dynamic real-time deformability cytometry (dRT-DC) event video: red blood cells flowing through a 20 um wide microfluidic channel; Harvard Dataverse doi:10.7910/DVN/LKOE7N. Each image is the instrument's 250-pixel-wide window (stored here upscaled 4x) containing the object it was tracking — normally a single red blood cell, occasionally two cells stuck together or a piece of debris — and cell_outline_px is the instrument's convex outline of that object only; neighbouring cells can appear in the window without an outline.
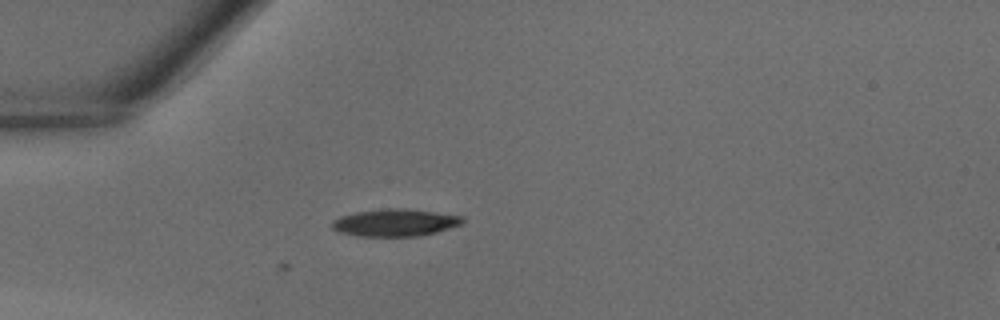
{"species": "common noctule bat (a hibernating species)", "species_latin": "Nyctalus noctula", "temperature_condition": "warm", "stored_images_in_passage": 3, "camera_frame_rate_fps": 3000, "um_per_image_px": 0.085, "animal": {"sex": "male", "body_mass_g": 18.8}, "frame": {"image": 1, "passage_image": 1, "time_ms": 0.0, "image_size_px": [1000, 320], "cell_outline_px": [[464, 224], [436, 232], [420, 236], [356, 236], [340, 232], [332, 228], [332, 220], [340, 216], [356, 212], [388, 208], [404, 208], [460, 216], [464, 220]], "centroid_in_image_um": [33.56, 18.93], "position_along_channel_um": 51.4, "area_um2": 20.63}}